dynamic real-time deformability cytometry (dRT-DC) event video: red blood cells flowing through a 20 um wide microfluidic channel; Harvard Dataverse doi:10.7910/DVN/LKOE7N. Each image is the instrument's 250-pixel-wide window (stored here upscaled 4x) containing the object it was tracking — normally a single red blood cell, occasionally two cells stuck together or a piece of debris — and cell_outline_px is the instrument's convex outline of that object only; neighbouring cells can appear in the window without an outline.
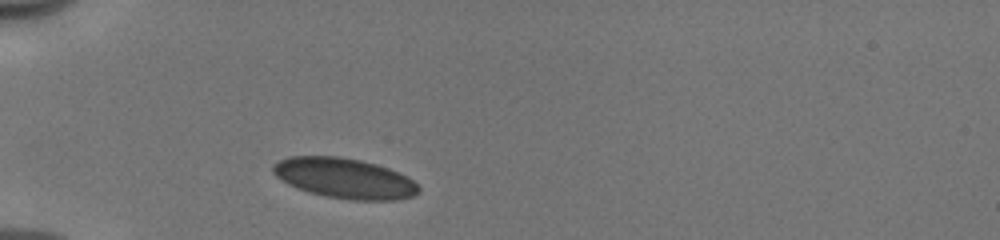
{"species": "human", "species_latin": "Homo sapiens", "temperature_condition": "cold", "stored_images_in_passage": 32, "camera_frame_rate_fps": 3000, "um_per_image_px": 0.085, "donor": {"sex": "male"}, "frame": {"image": 1, "passage_image": 1, "time_ms": 0.0, "image_size_px": [1000, 240], "cell_outline_px": [[420, 192], [412, 196], [396, 200], [352, 200], [324, 196], [308, 192], [288, 184], [280, 180], [272, 172], [272, 164], [288, 156], [340, 156], [360, 160], [376, 164], [400, 172], [408, 176], [420, 188]], "centroid_in_image_um": [29.27, 15.15], "position_along_channel_um": 55.7, "area_um2": 34.39}}
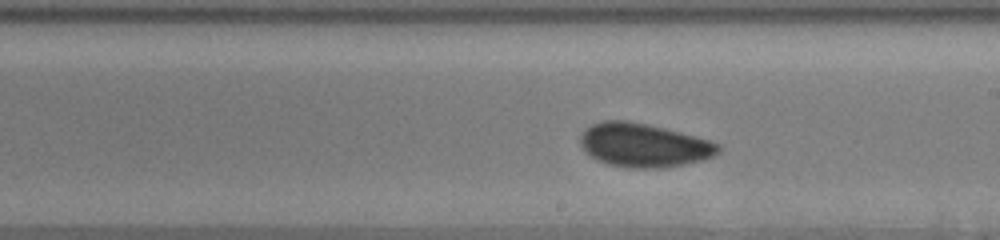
{"frame": {"image": 2, "passage_image": 16, "time_ms": 5.0, "image_size_px": [1000, 240], "cell_outline_px": [[720, 152], [712, 156], [700, 160], [684, 164], [660, 168], [628, 168], [608, 164], [596, 160], [584, 152], [580, 144], [580, 136], [592, 124], [604, 120], [624, 120], [664, 128], [680, 132], [708, 140], [720, 144]], "centroid_in_image_um": [54.68, 12.35], "position_along_channel_um": 234.3, "area_um2": 34.91}}
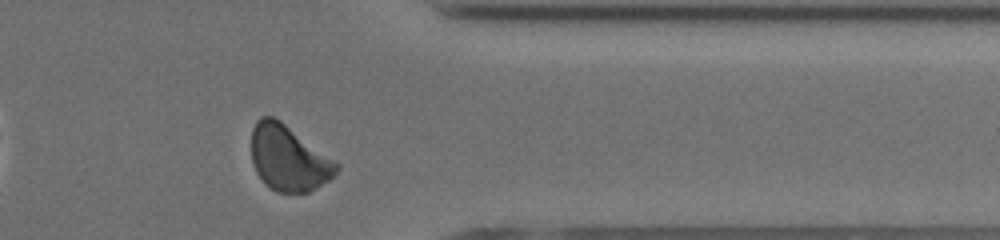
{"frame": {"image": 3, "passage_image": 28, "time_ms": 9.0, "image_size_px": [1000, 240], "cell_outline_px": [[340, 168], [328, 180], [316, 188], [308, 192], [276, 192], [264, 184], [256, 172], [252, 160], [252, 128], [256, 120], [260, 116], [272, 116], [280, 120], [340, 164]], "centroid_in_image_um": [24.51, 13.44], "position_along_channel_um": 386.9, "area_um2": 32.37}, "authors_computed_cell_mechanics": {"area_um2": 34.0442, "velocity_mm_per_s": 3.9436, "shape_relaxation_time_tau1_ms": 1.8406, "shape_relaxation_time_tau2_ms": 1.0201, "deformation_change_tau1": 0.0585, "deformation_change_tau2": 0.0454}}